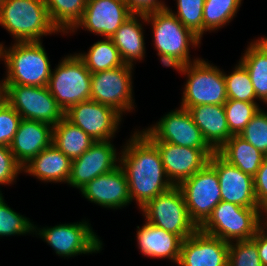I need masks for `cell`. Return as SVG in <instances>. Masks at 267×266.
I'll use <instances>...</instances> for the list:
<instances>
[{
	"instance_id": "obj_8",
	"label": "cell",
	"mask_w": 267,
	"mask_h": 266,
	"mask_svg": "<svg viewBox=\"0 0 267 266\" xmlns=\"http://www.w3.org/2000/svg\"><path fill=\"white\" fill-rule=\"evenodd\" d=\"M145 220L166 232L188 238L199 228L191 220L181 189L173 186L140 209Z\"/></svg>"
},
{
	"instance_id": "obj_23",
	"label": "cell",
	"mask_w": 267,
	"mask_h": 266,
	"mask_svg": "<svg viewBox=\"0 0 267 266\" xmlns=\"http://www.w3.org/2000/svg\"><path fill=\"white\" fill-rule=\"evenodd\" d=\"M187 110L204 140L215 152L232 136L224 105H195Z\"/></svg>"
},
{
	"instance_id": "obj_43",
	"label": "cell",
	"mask_w": 267,
	"mask_h": 266,
	"mask_svg": "<svg viewBox=\"0 0 267 266\" xmlns=\"http://www.w3.org/2000/svg\"><path fill=\"white\" fill-rule=\"evenodd\" d=\"M259 229L267 234V201L259 207Z\"/></svg>"
},
{
	"instance_id": "obj_18",
	"label": "cell",
	"mask_w": 267,
	"mask_h": 266,
	"mask_svg": "<svg viewBox=\"0 0 267 266\" xmlns=\"http://www.w3.org/2000/svg\"><path fill=\"white\" fill-rule=\"evenodd\" d=\"M209 164L217 172L222 201L241 207H260L255 197L253 176L231 165L217 152L210 156Z\"/></svg>"
},
{
	"instance_id": "obj_6",
	"label": "cell",
	"mask_w": 267,
	"mask_h": 266,
	"mask_svg": "<svg viewBox=\"0 0 267 266\" xmlns=\"http://www.w3.org/2000/svg\"><path fill=\"white\" fill-rule=\"evenodd\" d=\"M259 229V208L221 201L199 230L225 242L252 239Z\"/></svg>"
},
{
	"instance_id": "obj_14",
	"label": "cell",
	"mask_w": 267,
	"mask_h": 266,
	"mask_svg": "<svg viewBox=\"0 0 267 266\" xmlns=\"http://www.w3.org/2000/svg\"><path fill=\"white\" fill-rule=\"evenodd\" d=\"M64 117L95 141H107L114 137L123 116L113 107L89 99L70 107Z\"/></svg>"
},
{
	"instance_id": "obj_33",
	"label": "cell",
	"mask_w": 267,
	"mask_h": 266,
	"mask_svg": "<svg viewBox=\"0 0 267 266\" xmlns=\"http://www.w3.org/2000/svg\"><path fill=\"white\" fill-rule=\"evenodd\" d=\"M225 115L232 135H238L260 110L258 103L227 99L224 103Z\"/></svg>"
},
{
	"instance_id": "obj_38",
	"label": "cell",
	"mask_w": 267,
	"mask_h": 266,
	"mask_svg": "<svg viewBox=\"0 0 267 266\" xmlns=\"http://www.w3.org/2000/svg\"><path fill=\"white\" fill-rule=\"evenodd\" d=\"M22 118L5 100L0 105V145L10 146Z\"/></svg>"
},
{
	"instance_id": "obj_9",
	"label": "cell",
	"mask_w": 267,
	"mask_h": 266,
	"mask_svg": "<svg viewBox=\"0 0 267 266\" xmlns=\"http://www.w3.org/2000/svg\"><path fill=\"white\" fill-rule=\"evenodd\" d=\"M87 221L58 224L53 227L37 228L34 225L33 234H38L50 245L58 256L75 257L80 254H92L102 250V240L96 235Z\"/></svg>"
},
{
	"instance_id": "obj_12",
	"label": "cell",
	"mask_w": 267,
	"mask_h": 266,
	"mask_svg": "<svg viewBox=\"0 0 267 266\" xmlns=\"http://www.w3.org/2000/svg\"><path fill=\"white\" fill-rule=\"evenodd\" d=\"M133 66L123 65L114 69L100 71L91 75V100L113 107L122 116L132 112ZM134 100V101H133Z\"/></svg>"
},
{
	"instance_id": "obj_11",
	"label": "cell",
	"mask_w": 267,
	"mask_h": 266,
	"mask_svg": "<svg viewBox=\"0 0 267 266\" xmlns=\"http://www.w3.org/2000/svg\"><path fill=\"white\" fill-rule=\"evenodd\" d=\"M178 187L183 193L189 216L198 228L222 201L217 172L209 163Z\"/></svg>"
},
{
	"instance_id": "obj_2",
	"label": "cell",
	"mask_w": 267,
	"mask_h": 266,
	"mask_svg": "<svg viewBox=\"0 0 267 266\" xmlns=\"http://www.w3.org/2000/svg\"><path fill=\"white\" fill-rule=\"evenodd\" d=\"M146 23L152 25L153 41L157 55L166 67L177 69L199 58H190V47H197L201 40L186 28L168 9L157 10L145 15Z\"/></svg>"
},
{
	"instance_id": "obj_40",
	"label": "cell",
	"mask_w": 267,
	"mask_h": 266,
	"mask_svg": "<svg viewBox=\"0 0 267 266\" xmlns=\"http://www.w3.org/2000/svg\"><path fill=\"white\" fill-rule=\"evenodd\" d=\"M254 192L258 205L267 201V156L264 157L261 166L253 176Z\"/></svg>"
},
{
	"instance_id": "obj_34",
	"label": "cell",
	"mask_w": 267,
	"mask_h": 266,
	"mask_svg": "<svg viewBox=\"0 0 267 266\" xmlns=\"http://www.w3.org/2000/svg\"><path fill=\"white\" fill-rule=\"evenodd\" d=\"M34 222L11 209L0 193V237L34 233Z\"/></svg>"
},
{
	"instance_id": "obj_35",
	"label": "cell",
	"mask_w": 267,
	"mask_h": 266,
	"mask_svg": "<svg viewBox=\"0 0 267 266\" xmlns=\"http://www.w3.org/2000/svg\"><path fill=\"white\" fill-rule=\"evenodd\" d=\"M177 12L167 7L175 17L200 39L203 37V7L205 0H176Z\"/></svg>"
},
{
	"instance_id": "obj_26",
	"label": "cell",
	"mask_w": 267,
	"mask_h": 266,
	"mask_svg": "<svg viewBox=\"0 0 267 266\" xmlns=\"http://www.w3.org/2000/svg\"><path fill=\"white\" fill-rule=\"evenodd\" d=\"M239 62L247 69L257 100L267 102V37L248 45Z\"/></svg>"
},
{
	"instance_id": "obj_39",
	"label": "cell",
	"mask_w": 267,
	"mask_h": 266,
	"mask_svg": "<svg viewBox=\"0 0 267 266\" xmlns=\"http://www.w3.org/2000/svg\"><path fill=\"white\" fill-rule=\"evenodd\" d=\"M23 167L16 161L9 146L0 145V185L13 184Z\"/></svg>"
},
{
	"instance_id": "obj_44",
	"label": "cell",
	"mask_w": 267,
	"mask_h": 266,
	"mask_svg": "<svg viewBox=\"0 0 267 266\" xmlns=\"http://www.w3.org/2000/svg\"><path fill=\"white\" fill-rule=\"evenodd\" d=\"M4 100H5V91H4L3 84L0 83V105Z\"/></svg>"
},
{
	"instance_id": "obj_1",
	"label": "cell",
	"mask_w": 267,
	"mask_h": 266,
	"mask_svg": "<svg viewBox=\"0 0 267 266\" xmlns=\"http://www.w3.org/2000/svg\"><path fill=\"white\" fill-rule=\"evenodd\" d=\"M130 138L119 153L120 166L127 177L131 202L135 200L141 209L173 185L166 176L157 147L139 130Z\"/></svg>"
},
{
	"instance_id": "obj_24",
	"label": "cell",
	"mask_w": 267,
	"mask_h": 266,
	"mask_svg": "<svg viewBox=\"0 0 267 266\" xmlns=\"http://www.w3.org/2000/svg\"><path fill=\"white\" fill-rule=\"evenodd\" d=\"M72 160L53 144L23 166V172L43 182L68 183Z\"/></svg>"
},
{
	"instance_id": "obj_22",
	"label": "cell",
	"mask_w": 267,
	"mask_h": 266,
	"mask_svg": "<svg viewBox=\"0 0 267 266\" xmlns=\"http://www.w3.org/2000/svg\"><path fill=\"white\" fill-rule=\"evenodd\" d=\"M137 246L140 253L150 258H165L178 264L182 239L173 233L148 223L137 226Z\"/></svg>"
},
{
	"instance_id": "obj_28",
	"label": "cell",
	"mask_w": 267,
	"mask_h": 266,
	"mask_svg": "<svg viewBox=\"0 0 267 266\" xmlns=\"http://www.w3.org/2000/svg\"><path fill=\"white\" fill-rule=\"evenodd\" d=\"M94 142L84 130L65 117L53 126L52 144L71 160L80 157Z\"/></svg>"
},
{
	"instance_id": "obj_3",
	"label": "cell",
	"mask_w": 267,
	"mask_h": 266,
	"mask_svg": "<svg viewBox=\"0 0 267 266\" xmlns=\"http://www.w3.org/2000/svg\"><path fill=\"white\" fill-rule=\"evenodd\" d=\"M0 60L7 69L2 84L48 86L52 69L42 41L15 42L9 48L1 42Z\"/></svg>"
},
{
	"instance_id": "obj_30",
	"label": "cell",
	"mask_w": 267,
	"mask_h": 266,
	"mask_svg": "<svg viewBox=\"0 0 267 266\" xmlns=\"http://www.w3.org/2000/svg\"><path fill=\"white\" fill-rule=\"evenodd\" d=\"M52 23L63 33H69L82 19L87 0H44Z\"/></svg>"
},
{
	"instance_id": "obj_19",
	"label": "cell",
	"mask_w": 267,
	"mask_h": 266,
	"mask_svg": "<svg viewBox=\"0 0 267 266\" xmlns=\"http://www.w3.org/2000/svg\"><path fill=\"white\" fill-rule=\"evenodd\" d=\"M229 243L199 229L182 241L178 266H228Z\"/></svg>"
},
{
	"instance_id": "obj_7",
	"label": "cell",
	"mask_w": 267,
	"mask_h": 266,
	"mask_svg": "<svg viewBox=\"0 0 267 266\" xmlns=\"http://www.w3.org/2000/svg\"><path fill=\"white\" fill-rule=\"evenodd\" d=\"M91 75L76 53L61 59L52 71L47 87L64 112L91 99Z\"/></svg>"
},
{
	"instance_id": "obj_13",
	"label": "cell",
	"mask_w": 267,
	"mask_h": 266,
	"mask_svg": "<svg viewBox=\"0 0 267 266\" xmlns=\"http://www.w3.org/2000/svg\"><path fill=\"white\" fill-rule=\"evenodd\" d=\"M151 142H168L191 148H211L187 109L179 107L165 114L156 124L141 131Z\"/></svg>"
},
{
	"instance_id": "obj_41",
	"label": "cell",
	"mask_w": 267,
	"mask_h": 266,
	"mask_svg": "<svg viewBox=\"0 0 267 266\" xmlns=\"http://www.w3.org/2000/svg\"><path fill=\"white\" fill-rule=\"evenodd\" d=\"M133 14H148L157 10L167 8L165 2L161 0H124Z\"/></svg>"
},
{
	"instance_id": "obj_29",
	"label": "cell",
	"mask_w": 267,
	"mask_h": 266,
	"mask_svg": "<svg viewBox=\"0 0 267 266\" xmlns=\"http://www.w3.org/2000/svg\"><path fill=\"white\" fill-rule=\"evenodd\" d=\"M76 54L92 74L125 65L111 38L97 41L89 48L88 53Z\"/></svg>"
},
{
	"instance_id": "obj_45",
	"label": "cell",
	"mask_w": 267,
	"mask_h": 266,
	"mask_svg": "<svg viewBox=\"0 0 267 266\" xmlns=\"http://www.w3.org/2000/svg\"><path fill=\"white\" fill-rule=\"evenodd\" d=\"M5 0H0V8H1V5L3 4Z\"/></svg>"
},
{
	"instance_id": "obj_27",
	"label": "cell",
	"mask_w": 267,
	"mask_h": 266,
	"mask_svg": "<svg viewBox=\"0 0 267 266\" xmlns=\"http://www.w3.org/2000/svg\"><path fill=\"white\" fill-rule=\"evenodd\" d=\"M216 152L251 176L256 174L266 156L239 135H232Z\"/></svg>"
},
{
	"instance_id": "obj_10",
	"label": "cell",
	"mask_w": 267,
	"mask_h": 266,
	"mask_svg": "<svg viewBox=\"0 0 267 266\" xmlns=\"http://www.w3.org/2000/svg\"><path fill=\"white\" fill-rule=\"evenodd\" d=\"M5 101L25 120L40 121L55 126L64 111L47 86L3 84Z\"/></svg>"
},
{
	"instance_id": "obj_17",
	"label": "cell",
	"mask_w": 267,
	"mask_h": 266,
	"mask_svg": "<svg viewBox=\"0 0 267 266\" xmlns=\"http://www.w3.org/2000/svg\"><path fill=\"white\" fill-rule=\"evenodd\" d=\"M132 15L124 0H87L82 19L69 33L80 27L103 38H111Z\"/></svg>"
},
{
	"instance_id": "obj_20",
	"label": "cell",
	"mask_w": 267,
	"mask_h": 266,
	"mask_svg": "<svg viewBox=\"0 0 267 266\" xmlns=\"http://www.w3.org/2000/svg\"><path fill=\"white\" fill-rule=\"evenodd\" d=\"M80 192L82 197L104 208L122 209L131 204L127 177L120 165L88 182Z\"/></svg>"
},
{
	"instance_id": "obj_37",
	"label": "cell",
	"mask_w": 267,
	"mask_h": 266,
	"mask_svg": "<svg viewBox=\"0 0 267 266\" xmlns=\"http://www.w3.org/2000/svg\"><path fill=\"white\" fill-rule=\"evenodd\" d=\"M228 266H263L257 244L252 239L230 242Z\"/></svg>"
},
{
	"instance_id": "obj_36",
	"label": "cell",
	"mask_w": 267,
	"mask_h": 266,
	"mask_svg": "<svg viewBox=\"0 0 267 266\" xmlns=\"http://www.w3.org/2000/svg\"><path fill=\"white\" fill-rule=\"evenodd\" d=\"M238 135L267 156V112L260 108Z\"/></svg>"
},
{
	"instance_id": "obj_4",
	"label": "cell",
	"mask_w": 267,
	"mask_h": 266,
	"mask_svg": "<svg viewBox=\"0 0 267 266\" xmlns=\"http://www.w3.org/2000/svg\"><path fill=\"white\" fill-rule=\"evenodd\" d=\"M0 25L14 42L41 41V37L61 33L52 23L44 0H5L0 8Z\"/></svg>"
},
{
	"instance_id": "obj_5",
	"label": "cell",
	"mask_w": 267,
	"mask_h": 266,
	"mask_svg": "<svg viewBox=\"0 0 267 266\" xmlns=\"http://www.w3.org/2000/svg\"><path fill=\"white\" fill-rule=\"evenodd\" d=\"M175 70L187 75L180 107L188 109L195 105H224L227 101L223 69L199 58Z\"/></svg>"
},
{
	"instance_id": "obj_42",
	"label": "cell",
	"mask_w": 267,
	"mask_h": 266,
	"mask_svg": "<svg viewBox=\"0 0 267 266\" xmlns=\"http://www.w3.org/2000/svg\"><path fill=\"white\" fill-rule=\"evenodd\" d=\"M252 240L257 244L258 255L263 266H267V234L258 229Z\"/></svg>"
},
{
	"instance_id": "obj_21",
	"label": "cell",
	"mask_w": 267,
	"mask_h": 266,
	"mask_svg": "<svg viewBox=\"0 0 267 266\" xmlns=\"http://www.w3.org/2000/svg\"><path fill=\"white\" fill-rule=\"evenodd\" d=\"M52 141L53 126L22 119L9 147L16 161L23 167L42 150L50 147Z\"/></svg>"
},
{
	"instance_id": "obj_32",
	"label": "cell",
	"mask_w": 267,
	"mask_h": 266,
	"mask_svg": "<svg viewBox=\"0 0 267 266\" xmlns=\"http://www.w3.org/2000/svg\"><path fill=\"white\" fill-rule=\"evenodd\" d=\"M226 94L228 99L256 103L257 97L247 69L240 63L236 64L233 72H224Z\"/></svg>"
},
{
	"instance_id": "obj_25",
	"label": "cell",
	"mask_w": 267,
	"mask_h": 266,
	"mask_svg": "<svg viewBox=\"0 0 267 266\" xmlns=\"http://www.w3.org/2000/svg\"><path fill=\"white\" fill-rule=\"evenodd\" d=\"M140 20L142 23L147 22L144 14H133L111 37L124 63L131 66H134V61L143 60L146 53Z\"/></svg>"
},
{
	"instance_id": "obj_31",
	"label": "cell",
	"mask_w": 267,
	"mask_h": 266,
	"mask_svg": "<svg viewBox=\"0 0 267 266\" xmlns=\"http://www.w3.org/2000/svg\"><path fill=\"white\" fill-rule=\"evenodd\" d=\"M242 0H205L203 7V34L219 30L236 16Z\"/></svg>"
},
{
	"instance_id": "obj_16",
	"label": "cell",
	"mask_w": 267,
	"mask_h": 266,
	"mask_svg": "<svg viewBox=\"0 0 267 266\" xmlns=\"http://www.w3.org/2000/svg\"><path fill=\"white\" fill-rule=\"evenodd\" d=\"M111 140L95 141L80 157L72 160L68 185L79 190L99 175L120 165V154Z\"/></svg>"
},
{
	"instance_id": "obj_15",
	"label": "cell",
	"mask_w": 267,
	"mask_h": 266,
	"mask_svg": "<svg viewBox=\"0 0 267 266\" xmlns=\"http://www.w3.org/2000/svg\"><path fill=\"white\" fill-rule=\"evenodd\" d=\"M152 143L160 153L166 176L173 186H179L203 169L215 152L212 148H191L168 142Z\"/></svg>"
}]
</instances>
